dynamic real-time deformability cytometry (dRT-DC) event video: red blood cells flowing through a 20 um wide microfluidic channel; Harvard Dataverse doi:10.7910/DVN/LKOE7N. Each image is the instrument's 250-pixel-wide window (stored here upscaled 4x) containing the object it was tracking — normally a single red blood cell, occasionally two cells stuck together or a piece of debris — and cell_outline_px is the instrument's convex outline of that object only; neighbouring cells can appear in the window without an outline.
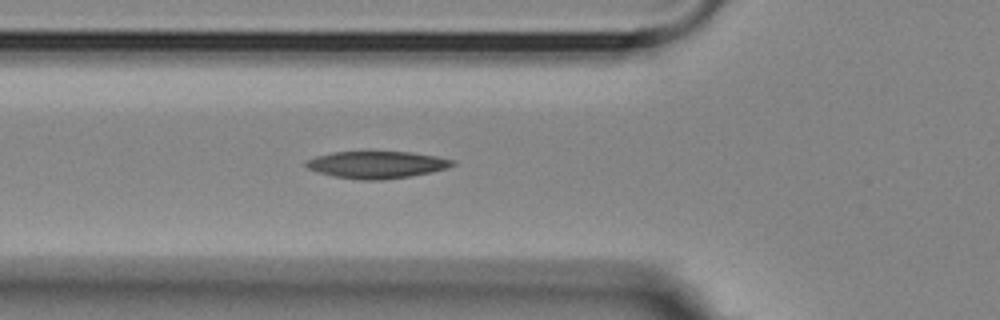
{"species": "Egyptian fruit bat (a non-hibernating species)", "species_latin": "Rousettus aegyptiacus", "temperature_condition": "room temperature", "stored_images_in_passage": 6, "camera_frame_rate_fps": 3000, "um_per_image_px": 0.085, "animal": {"sex": "female"}, "frame": {"image": 1, "passage_image": 6, "time_ms": 5.333, "image_size_px": [1000, 320], "cell_outline_px": [[456, 164], [432, 172], [408, 176], [380, 180], [360, 180], [332, 176], [316, 172], [308, 168], [304, 164], [308, 160], [316, 156], [332, 152], [412, 152], [436, 156], [456, 160]], "centroid_in_image_um": [32.01, 14.0], "position_along_channel_um": 93.8, "area_um2": 23.06}}